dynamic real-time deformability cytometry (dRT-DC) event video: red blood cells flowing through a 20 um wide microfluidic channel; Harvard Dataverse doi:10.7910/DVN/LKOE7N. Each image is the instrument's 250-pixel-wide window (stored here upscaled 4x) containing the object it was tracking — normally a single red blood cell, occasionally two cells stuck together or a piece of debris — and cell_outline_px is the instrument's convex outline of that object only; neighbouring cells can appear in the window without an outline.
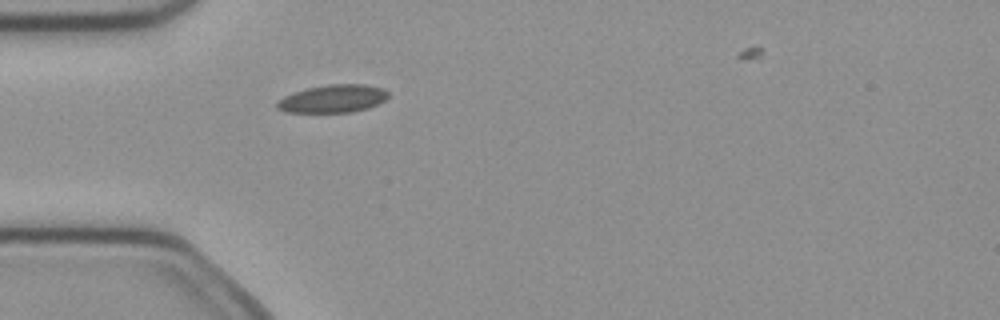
{"species": "common noctule bat (a hibernating species)", "species_latin": "Nyctalus noctula", "temperature_condition": "cold", "stored_images_in_passage": 1, "camera_frame_rate_fps": 3000, "um_per_image_px": 0.085, "animal": {"sex": "female", "body_mass_g": 21.9}, "frame": {"image": 1, "passage_image": 1, "time_ms": 0.0, "image_size_px": [1000, 320], "cell_outline_px": [[388, 96], [384, 100], [368, 108], [352, 112], [284, 112], [276, 108], [276, 104], [284, 96], [292, 92], [308, 88], [328, 84], [364, 84], [384, 88], [388, 92]], "centroid_in_image_um": [28.29, 8.38], "position_along_channel_um": 56.7, "area_um2": 18.03}}